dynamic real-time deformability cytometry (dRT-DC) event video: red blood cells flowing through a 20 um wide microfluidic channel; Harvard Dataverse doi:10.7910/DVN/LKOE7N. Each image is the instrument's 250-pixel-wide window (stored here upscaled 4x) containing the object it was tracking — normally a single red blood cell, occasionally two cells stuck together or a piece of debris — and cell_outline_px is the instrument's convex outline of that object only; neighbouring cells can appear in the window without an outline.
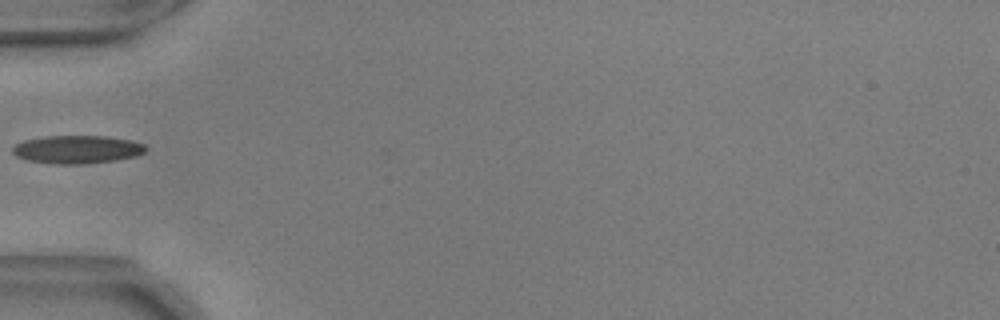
{"species": "common noctule bat (a hibernating species)", "species_latin": "Nyctalus noctula", "temperature_condition": "warm", "stored_images_in_passage": 37, "camera_frame_rate_fps": 3000, "um_per_image_px": 0.085, "animal": {"sex": "male", "body_mass_g": 17.9, "forearm_length_mm": 54.2}, "frame": {"image": 1, "passage_image": 1, "time_ms": 0.0, "image_size_px": [1000, 320], "cell_outline_px": [[148, 148], [144, 152], [136, 156], [116, 160], [84, 164], [52, 164], [28, 160], [16, 156], [12, 152], [12, 148], [16, 144], [24, 140], [44, 136], [104, 136], [132, 140], [144, 144]], "centroid_in_image_um": [6.56, 12.7], "position_along_channel_um": 78.4, "area_um2": 21.91}}
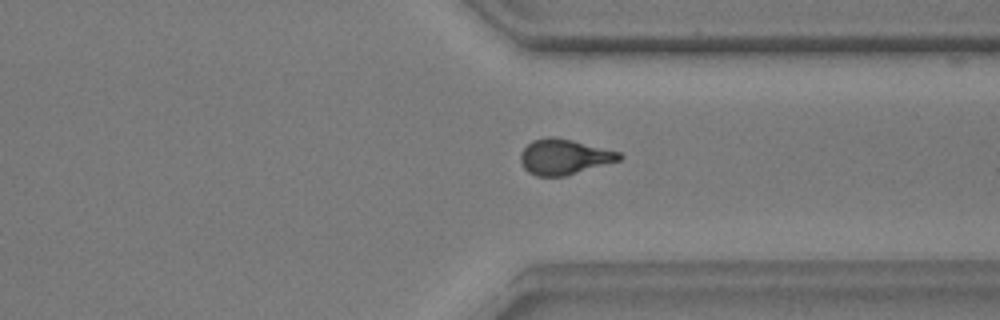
{"frame": {"image": 2, "passage_image": 24, "time_ms": 7.667, "image_size_px": [1000, 320], "cell_outline_px": [[624, 156], [620, 160], [564, 176], [536, 176], [528, 172], [524, 168], [520, 160], [520, 152], [532, 140], [548, 136], [556, 136], [620, 152]], "centroid_in_image_um": [47.92, 13.32], "position_along_channel_um": 363.5, "area_um2": 20.35}}
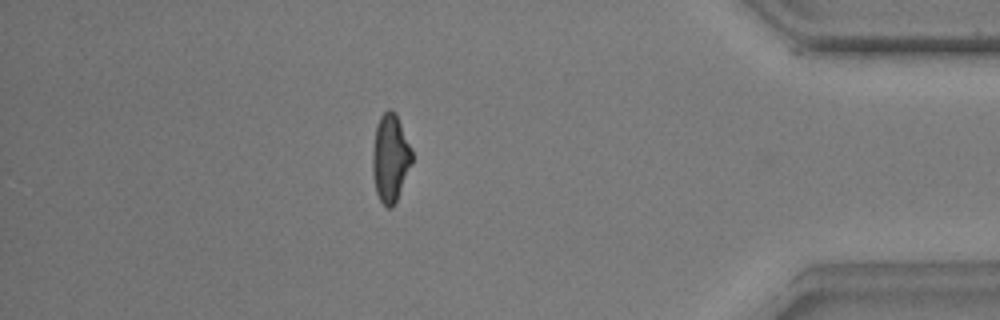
{"frame": {"image": 3, "passage_image": 30, "time_ms": 9.667, "image_size_px": [1000, 320], "cell_outline_px": [[412, 164], [396, 200], [392, 208], [388, 208], [380, 200], [376, 192], [372, 172], [372, 152], [376, 128], [380, 116], [388, 108], [392, 108], [396, 112], [412, 152]], "centroid_in_image_um": [33.17, 13.41], "position_along_channel_um": 402.0, "area_um2": 20.06}}